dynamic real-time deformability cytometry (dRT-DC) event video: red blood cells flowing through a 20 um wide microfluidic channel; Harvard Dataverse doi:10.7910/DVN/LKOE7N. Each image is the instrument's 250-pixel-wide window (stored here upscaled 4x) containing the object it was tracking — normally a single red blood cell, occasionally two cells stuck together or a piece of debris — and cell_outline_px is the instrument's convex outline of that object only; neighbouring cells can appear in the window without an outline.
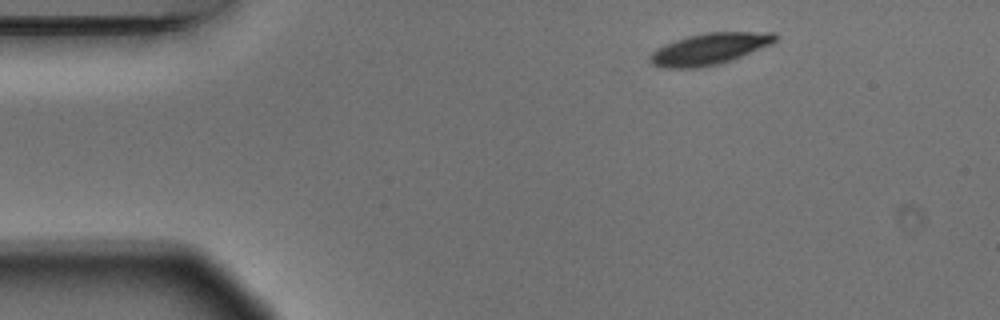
{"species": "Egyptian fruit bat (a non-hibernating species)", "species_latin": "Rousettus aegyptiacus", "temperature_condition": "warm", "stored_images_in_passage": 3, "camera_frame_rate_fps": 3000, "um_per_image_px": 0.085, "animal": {"sex": "male"}, "frame": {"image": 1, "passage_image": 1, "time_ms": 0.0, "image_size_px": [1000, 320], "cell_outline_px": [[780, 36], [772, 44], [720, 64], [696, 68], [664, 68], [652, 64], [648, 60], [648, 56], [656, 48], [676, 40], [688, 36], [708, 32], [776, 32]], "centroid_in_image_um": [60.31, 4.15], "position_along_channel_um": 24.7, "area_um2": 23.0}}